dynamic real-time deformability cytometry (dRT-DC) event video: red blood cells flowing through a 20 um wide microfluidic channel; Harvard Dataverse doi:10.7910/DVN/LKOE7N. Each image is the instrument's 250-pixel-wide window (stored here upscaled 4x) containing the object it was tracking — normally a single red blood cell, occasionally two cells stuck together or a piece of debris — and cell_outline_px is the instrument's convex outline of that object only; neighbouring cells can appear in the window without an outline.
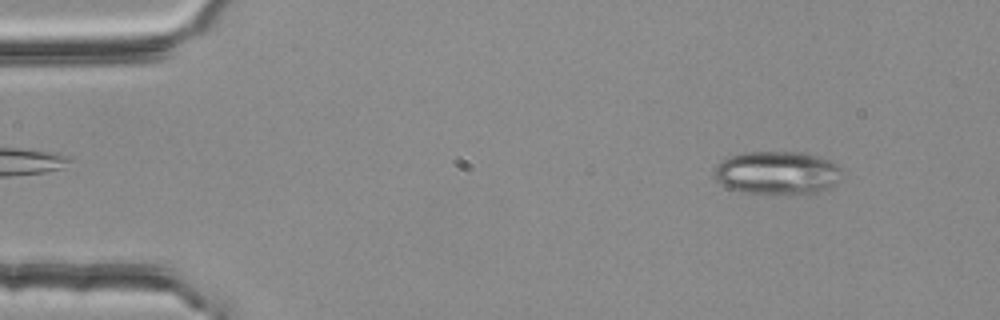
{"species": "common noctule bat (a hibernating species)", "species_latin": "Nyctalus noctula", "temperature_condition": "room temperature", "stored_images_in_passage": 4, "camera_frame_rate_fps": 3000, "um_per_image_px": 0.085, "animal": {"sex": "female", "body_mass_g": 25.1}, "frame": {"image": 1, "passage_image": 1, "time_ms": 0.0, "image_size_px": [1000, 320], "cell_outline_px": [[840, 172], [832, 184], [828, 188], [816, 192], [740, 192], [728, 188], [716, 180], [716, 168], [724, 160], [740, 152], [800, 152], [816, 156], [828, 160], [836, 164], [840, 168]], "centroid_in_image_um": [66.02, 14.66], "position_along_channel_um": 19.0, "area_um2": 30.92}}